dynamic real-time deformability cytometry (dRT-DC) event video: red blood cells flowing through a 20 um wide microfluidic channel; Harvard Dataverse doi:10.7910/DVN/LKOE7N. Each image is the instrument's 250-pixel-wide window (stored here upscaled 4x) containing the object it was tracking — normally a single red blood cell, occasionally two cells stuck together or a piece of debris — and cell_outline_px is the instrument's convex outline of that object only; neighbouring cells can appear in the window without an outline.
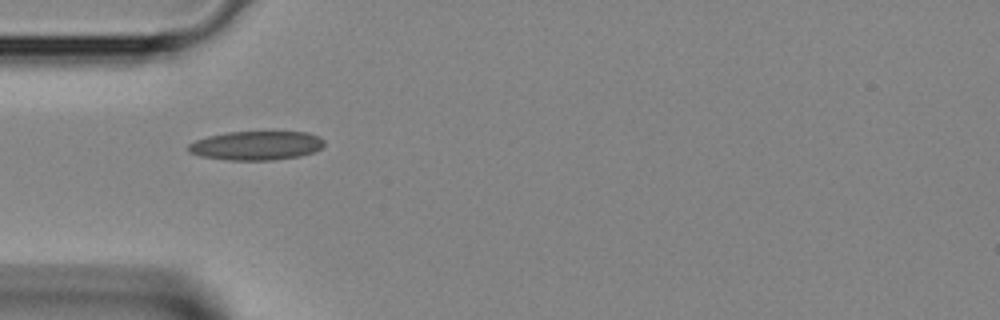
{"species": "Egyptian fruit bat (a non-hibernating species)", "species_latin": "Rousettus aegyptiacus", "temperature_condition": "room temperature", "stored_images_in_passage": 1, "camera_frame_rate_fps": 3000, "um_per_image_px": 0.085, "animal": {"sex": "female"}, "frame": {"image": 1, "passage_image": 1, "time_ms": 0.0, "image_size_px": [1000, 320], "cell_outline_px": [[324, 144], [320, 148], [312, 152], [300, 156], [272, 160], [228, 160], [200, 156], [188, 152], [188, 144], [196, 140], [208, 136], [228, 132], [308, 132], [320, 136], [324, 140]], "centroid_in_image_um": [21.78, 12.37], "position_along_channel_um": 63.2, "area_um2": 22.95}}